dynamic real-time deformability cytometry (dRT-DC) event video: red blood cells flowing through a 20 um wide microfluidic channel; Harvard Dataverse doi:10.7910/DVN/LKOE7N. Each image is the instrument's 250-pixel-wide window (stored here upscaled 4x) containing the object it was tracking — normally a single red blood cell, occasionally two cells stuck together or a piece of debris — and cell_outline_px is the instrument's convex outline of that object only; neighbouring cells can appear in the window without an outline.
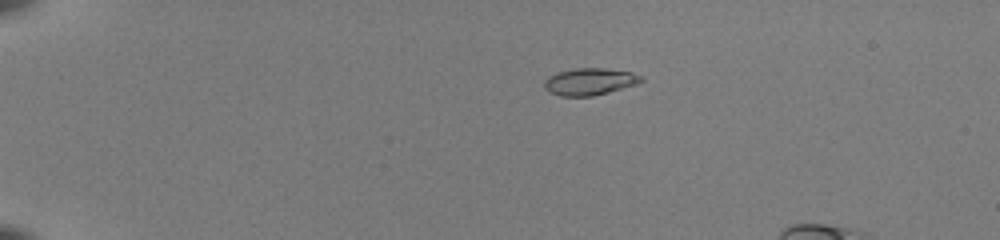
{"species": "common noctule bat (a hibernating species)", "species_latin": "Nyctalus noctula", "temperature_condition": "room temperature", "stored_images_in_passage": 41, "camera_frame_rate_fps": 3000, "um_per_image_px": 0.085, "animal": {"sex": "female", "body_mass_g": 22.0, "forearm_length_mm": 56.7}, "frame": {"image": 1, "passage_image": 1, "time_ms": 0.0, "image_size_px": [1000, 240], "cell_outline_px": [[644, 80], [636, 84], [608, 92], [592, 96], [560, 96], [548, 92], [544, 88], [544, 80], [548, 76], [556, 72], [576, 68], [604, 68], [632, 72], [640, 76]], "centroid_in_image_um": [50.07, 6.93], "position_along_channel_um": 34.9, "area_um2": 15.26}}
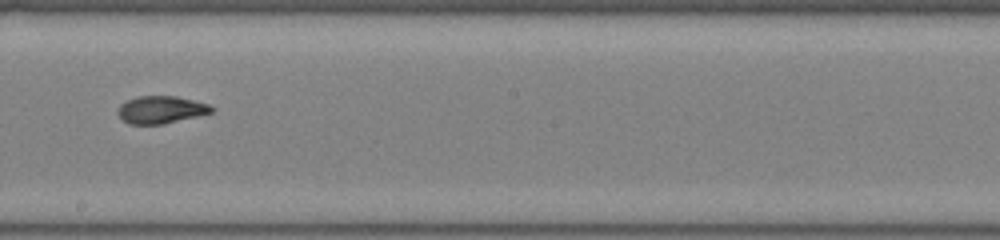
{"frame": {"image": 2, "passage_image": 22, "time_ms": 7.0, "image_size_px": [1000, 240], "cell_outline_px": [[216, 108], [212, 112], [164, 124], [128, 124], [116, 112], [120, 104], [136, 96], [176, 96], [208, 104]], "centroid_in_image_um": [13.66, 9.32], "position_along_channel_um": 234.5, "area_um2": 14.91}}
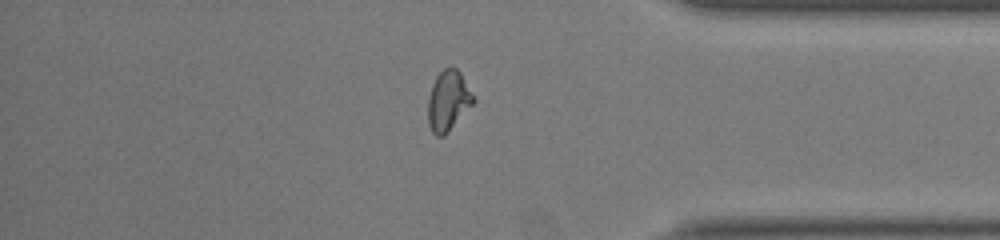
{"frame": {"image": 3, "passage_image": 35, "time_ms": 11.333, "image_size_px": [1000, 240], "cell_outline_px": [[476, 100], [448, 132], [444, 136], [436, 136], [432, 132], [428, 124], [428, 96], [432, 84], [436, 76], [444, 68], [456, 68], [460, 72]], "centroid_in_image_um": [38.08, 8.58], "position_along_channel_um": 397.1, "area_um2": 15.84}}